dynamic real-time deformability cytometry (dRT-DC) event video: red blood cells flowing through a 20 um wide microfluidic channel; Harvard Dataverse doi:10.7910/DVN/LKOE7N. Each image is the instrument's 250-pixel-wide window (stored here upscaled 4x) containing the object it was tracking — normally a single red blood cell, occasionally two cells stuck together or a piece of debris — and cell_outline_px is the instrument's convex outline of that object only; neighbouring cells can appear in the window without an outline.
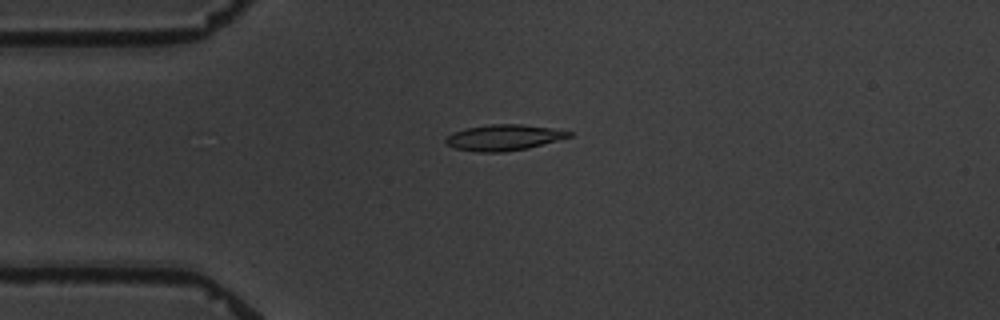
{"species": "common noctule bat (a hibernating species)", "species_latin": "Nyctalus noctula", "temperature_condition": "warm", "stored_images_in_passage": 6, "camera_frame_rate_fps": 3000, "um_per_image_px": 0.085, "animal": {"sex": "male", "body_mass_g": 19.5, "forearm_length_mm": 54.6}, "frame": {"image": 1, "passage_image": 3, "time_ms": 2.333, "image_size_px": [1000, 320], "cell_outline_px": [[572, 136], [528, 148], [504, 152], [476, 152], [456, 148], [444, 144], [444, 140], [452, 132], [468, 128], [488, 124], [520, 124], [552, 128], [572, 132]], "centroid_in_image_um": [42.79, 11.69], "position_along_channel_um": 42.2, "area_um2": 18.55}}
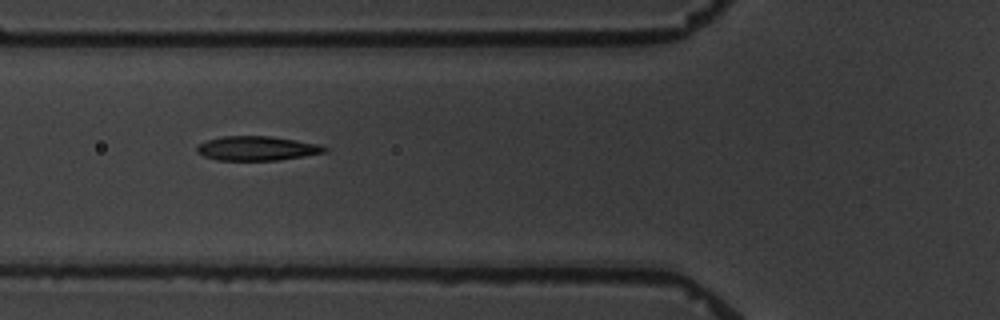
{"frame": {"image": 2, "passage_image": 5, "time_ms": 4.667, "image_size_px": [1000, 320], "cell_outline_px": [[328, 152], [280, 160], [216, 160], [204, 156], [196, 152], [196, 148], [200, 144], [208, 140], [220, 136], [272, 136], [320, 144], [328, 148]], "centroid_in_image_um": [21.87, 12.61], "position_along_channel_um": 103.9, "area_um2": 18.21}}
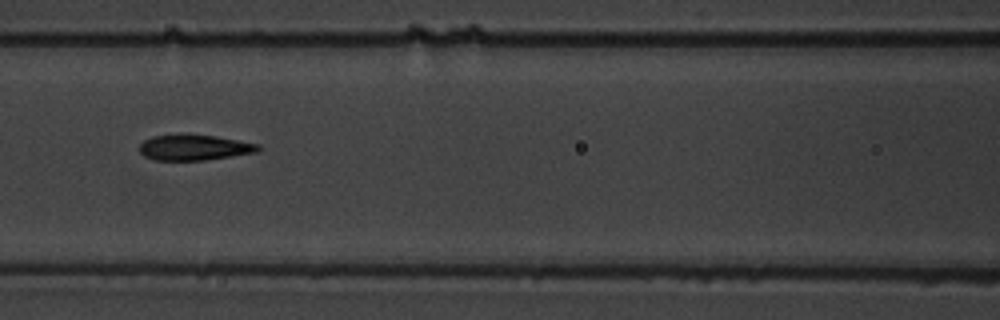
{"frame": {"image": 3, "passage_image": 6, "time_ms": 6.0, "image_size_px": [1000, 320], "cell_outline_px": [[260, 148], [256, 152], [204, 160], [152, 160], [144, 156], [140, 152], [140, 144], [144, 140], [152, 136], [216, 136], [260, 144]], "centroid_in_image_um": [16.5, 12.56], "position_along_channel_um": 150.1, "area_um2": 17.17}}